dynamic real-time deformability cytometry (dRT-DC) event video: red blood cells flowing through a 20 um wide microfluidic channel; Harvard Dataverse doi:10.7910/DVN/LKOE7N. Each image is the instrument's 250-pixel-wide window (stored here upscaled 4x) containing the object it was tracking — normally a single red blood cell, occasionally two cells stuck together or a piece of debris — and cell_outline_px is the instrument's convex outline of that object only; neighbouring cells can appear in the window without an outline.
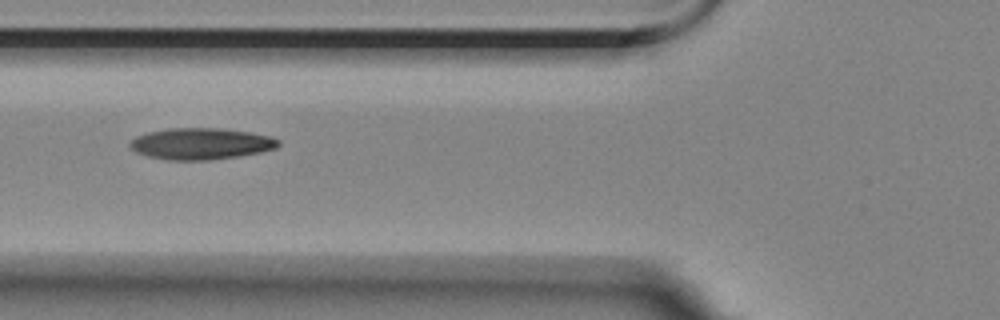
{"species": "Egyptian fruit bat (a non-hibernating species)", "species_latin": "Rousettus aegyptiacus", "temperature_condition": "room temperature", "stored_images_in_passage": 8, "camera_frame_rate_fps": 3000, "um_per_image_px": 0.085, "animal": {"sex": "female"}, "frame": {"image": 1, "passage_image": 6, "time_ms": 5.667, "image_size_px": [1000, 320], "cell_outline_px": [[280, 144], [276, 148], [260, 152], [236, 156], [208, 160], [168, 160], [148, 156], [136, 152], [128, 144], [136, 136], [148, 132], [168, 128], [220, 128], [252, 132], [272, 136], [280, 140]], "centroid_in_image_um": [17.1, 12.2], "position_along_channel_um": 108.7, "area_um2": 27.22}}
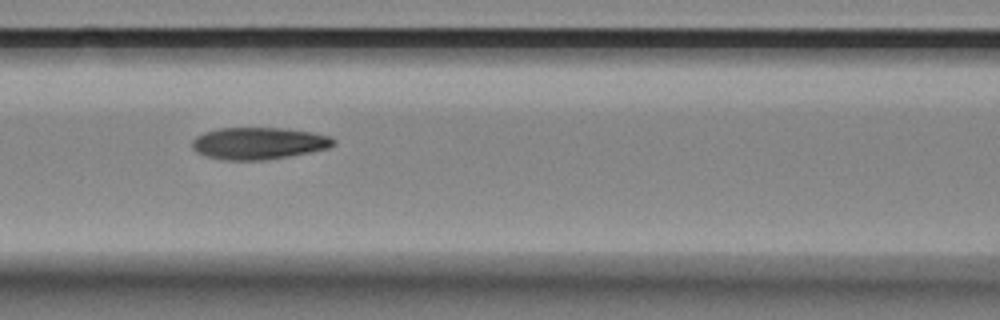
{"frame": {"image": 2, "passage_image": 7, "time_ms": 6.667, "image_size_px": [1000, 320], "cell_outline_px": [[336, 144], [328, 148], [288, 156], [264, 160], [224, 160], [208, 156], [196, 152], [192, 148], [192, 140], [196, 136], [204, 132], [220, 128], [288, 128], [312, 132], [328, 136], [336, 140]], "centroid_in_image_um": [21.98, 12.17], "position_along_channel_um": 144.6, "area_um2": 26.3}}
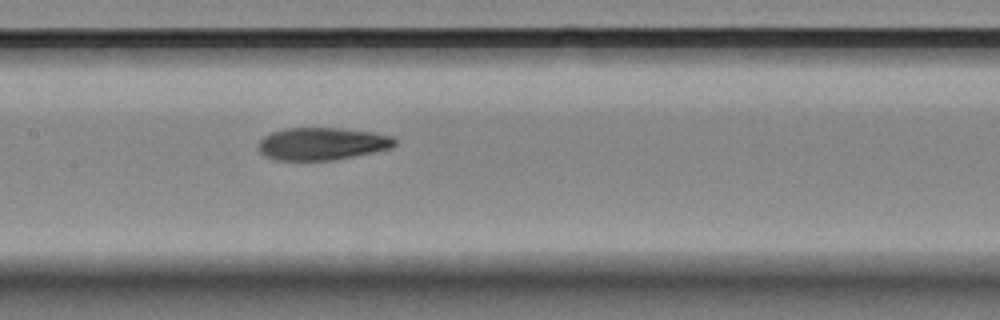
{"frame": {"image": 3, "passage_image": 8, "time_ms": 7.667, "image_size_px": [1000, 320], "cell_outline_px": [[396, 144], [392, 148], [332, 160], [276, 160], [264, 156], [260, 152], [260, 140], [264, 136], [272, 132], [284, 128], [340, 128], [372, 132], [392, 136], [396, 140]], "centroid_in_image_um": [27.37, 12.21], "position_along_channel_um": 180.0, "area_um2": 25.66}}